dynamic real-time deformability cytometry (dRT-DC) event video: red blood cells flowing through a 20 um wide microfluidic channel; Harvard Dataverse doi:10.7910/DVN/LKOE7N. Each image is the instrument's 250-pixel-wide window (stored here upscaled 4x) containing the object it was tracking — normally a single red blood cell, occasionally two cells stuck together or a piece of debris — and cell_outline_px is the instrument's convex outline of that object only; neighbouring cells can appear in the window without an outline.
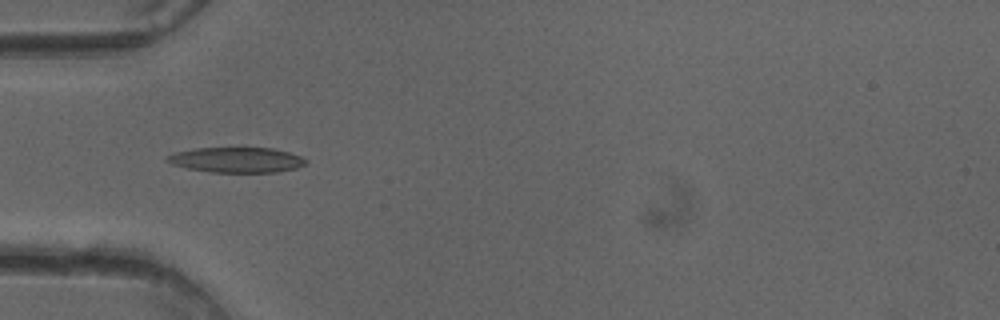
{"species": "common noctule bat (a hibernating species)", "species_latin": "Nyctalus noctula", "temperature_condition": "cold", "stored_images_in_passage": 44, "camera_frame_rate_fps": 3000, "um_per_image_px": 0.085, "animal": {"sex": "female"}, "frame": {"image": 1, "passage_image": 9, "time_ms": 2.667, "image_size_px": [1000, 320], "cell_outline_px": [[308, 164], [296, 168], [276, 172], [212, 172], [188, 168], [172, 164], [164, 160], [172, 152], [196, 148], [272, 148], [288, 152], [300, 156], [308, 160]], "centroid_in_image_um": [20.11, 13.59], "position_along_channel_um": 64.9, "area_um2": 20.4}}
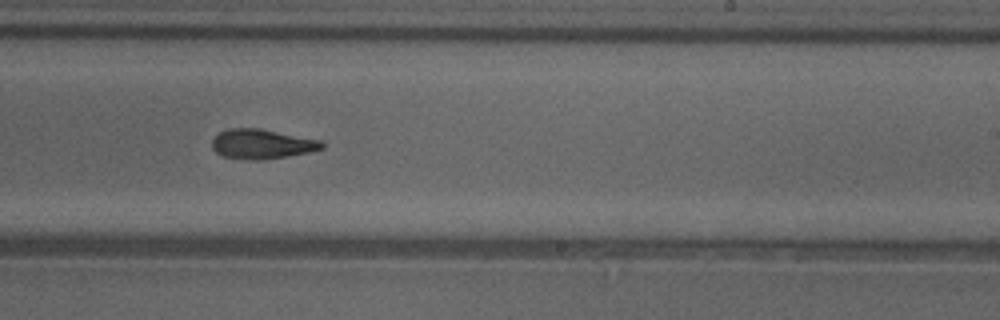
{"frame": {"image": 2, "passage_image": 24, "time_ms": 7.667, "image_size_px": [1000, 320], "cell_outline_px": [[324, 148], [308, 152], [284, 156], [256, 160], [252, 160], [224, 156], [216, 152], [212, 148], [212, 140], [220, 132], [228, 128], [260, 128], [320, 140], [324, 144]], "centroid_in_image_um": [22.24, 12.22], "position_along_channel_um": 266.8, "area_um2": 18.67}}
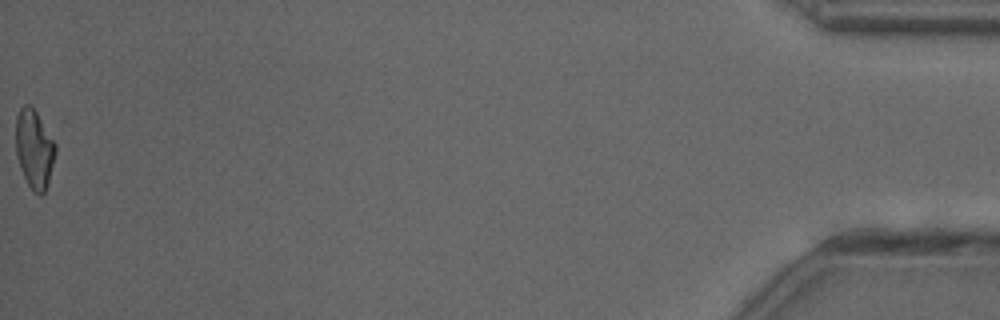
{"frame": {"image": 3, "passage_image": 44, "time_ms": 14.333, "image_size_px": [1000, 320], "cell_outline_px": [[56, 152], [48, 184], [44, 192], [40, 196], [32, 192], [20, 168], [16, 152], [16, 116], [20, 108], [24, 104], [28, 104], [36, 112], [56, 144]], "centroid_in_image_um": [2.91, 12.69], "position_along_channel_um": 432.3, "area_um2": 18.15}, "authors_computed_cell_mechanics": {"area_um2": 19.1607, "velocity_mm_per_s": 4.0443, "shape_relaxation_time_tau1_ms": null, "shape_relaxation_time_tau2_ms": 5.9773, "deformation_change_tau1": null, "deformation_change_tau2": 0.1728}}